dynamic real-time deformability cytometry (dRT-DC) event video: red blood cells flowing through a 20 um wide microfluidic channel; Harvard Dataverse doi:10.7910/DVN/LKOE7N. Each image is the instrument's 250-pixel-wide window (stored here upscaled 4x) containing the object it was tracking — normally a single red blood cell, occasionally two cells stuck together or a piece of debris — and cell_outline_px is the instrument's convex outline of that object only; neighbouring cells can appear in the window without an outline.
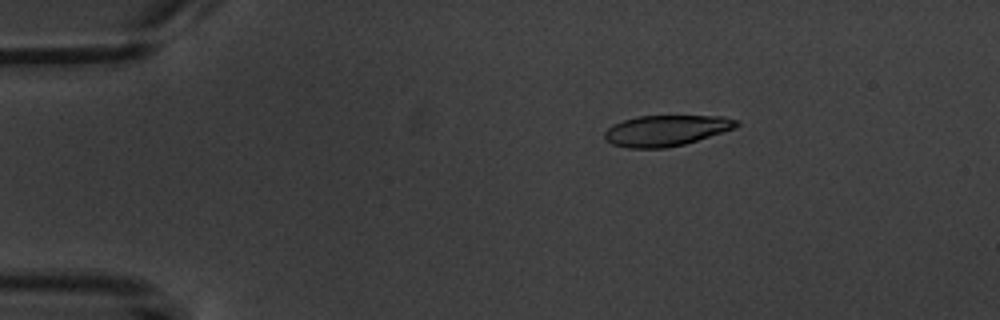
{"species": "common noctule bat (a hibernating species)", "species_latin": "Nyctalus noctula", "temperature_condition": "warm", "stored_images_in_passage": 5, "camera_frame_rate_fps": 3000, "um_per_image_px": 0.085, "animal": {"sex": "male", "body_mass_g": 20.1, "forearm_length_mm": 53.5}, "frame": {"image": 1, "passage_image": 2, "time_ms": 1.333, "image_size_px": [1000, 320], "cell_outline_px": [[740, 124], [736, 128], [684, 144], [664, 148], [628, 148], [612, 144], [604, 136], [604, 132], [612, 124], [636, 116], [724, 116], [736, 120]], "centroid_in_image_um": [56.62, 11.09], "position_along_channel_um": 28.4, "area_um2": 23.58}}